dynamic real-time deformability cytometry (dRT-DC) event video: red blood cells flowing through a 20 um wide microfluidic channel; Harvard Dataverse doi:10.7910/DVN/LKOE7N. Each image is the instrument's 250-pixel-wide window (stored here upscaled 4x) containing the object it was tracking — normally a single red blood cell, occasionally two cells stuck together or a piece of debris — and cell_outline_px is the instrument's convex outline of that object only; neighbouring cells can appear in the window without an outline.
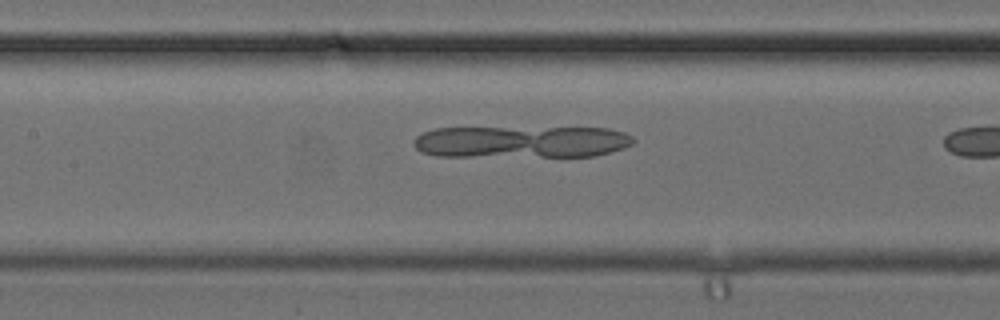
{"species": "common noctule bat (a hibernating species)", "species_latin": "Nyctalus noctula", "temperature_condition": "cold", "stored_images_in_passage": 11, "camera_frame_rate_fps": 3000, "um_per_image_px": 0.085, "animal": {"sex": "female", "body_mass_g": 24.6, "forearm_length_mm": 56.2}, "frame": {"image": 1, "passage_image": 10, "time_ms": 3.0, "image_size_px": [1000, 320], "cell_outline_px": [[636, 140], [632, 144], [624, 148], [596, 156], [436, 156], [424, 152], [416, 148], [412, 144], [412, 140], [416, 136], [424, 132], [436, 128], [608, 128], [624, 132], [632, 136]], "centroid_in_image_um": [44.34, 12.05], "position_along_channel_um": 163.1, "area_um2": 41.04}}